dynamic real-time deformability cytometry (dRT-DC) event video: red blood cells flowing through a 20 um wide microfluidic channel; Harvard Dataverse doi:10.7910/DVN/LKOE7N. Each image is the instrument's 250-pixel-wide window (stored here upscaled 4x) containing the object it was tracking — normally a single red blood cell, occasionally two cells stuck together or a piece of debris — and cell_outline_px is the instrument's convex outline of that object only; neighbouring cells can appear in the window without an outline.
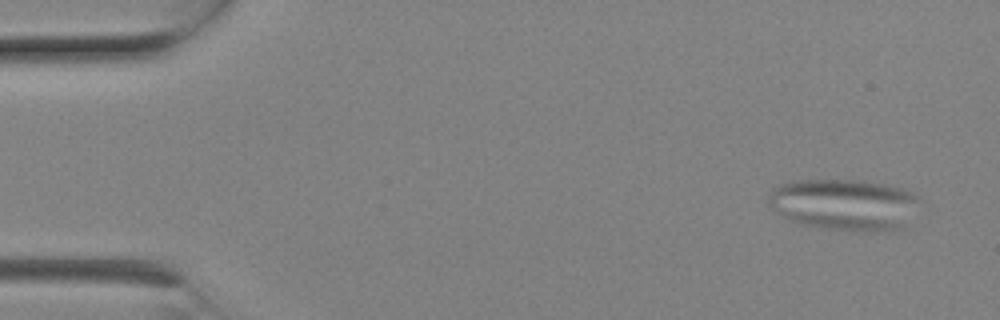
{"species": "Egyptian fruit bat (a non-hibernating species)", "species_latin": "Rousettus aegyptiacus", "temperature_condition": "room temperature", "stored_images_in_passage": 8, "camera_frame_rate_fps": 3000, "um_per_image_px": 0.085, "animal": {"sex": "female"}, "frame": {"image": 1, "passage_image": 1, "time_ms": 0.0, "image_size_px": [1000, 320], "cell_outline_px": [[920, 200], [904, 228], [884, 232], [860, 232], [820, 228], [800, 224], [784, 216], [772, 208], [768, 204], [768, 196], [772, 188], [788, 180], [864, 180], [888, 184], [904, 188], [920, 196]], "centroid_in_image_um": [71.8, 17.38], "position_along_channel_um": 13.2, "area_um2": 46.18}}
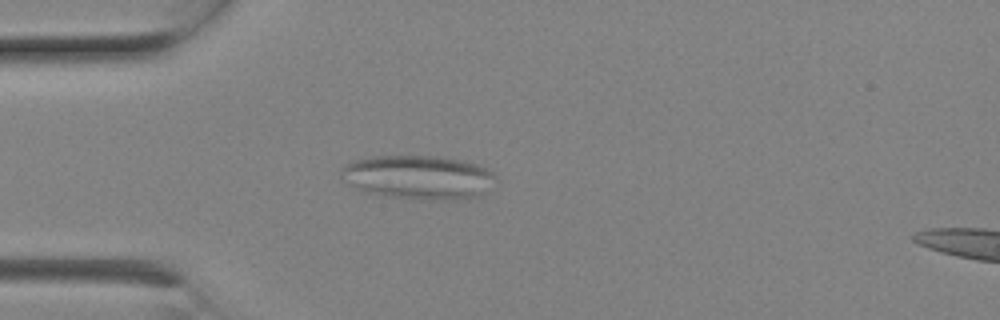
{"frame": {"image": 2, "passage_image": 5, "time_ms": 1.333, "image_size_px": [1000, 320], "cell_outline_px": [[496, 176], [484, 192], [480, 196], [468, 200], [420, 200], [384, 196], [360, 192], [340, 176], [340, 168], [344, 164], [356, 160], [376, 156], [440, 156], [480, 164], [488, 168]], "centroid_in_image_um": [35.55, 15.09], "position_along_channel_um": 49.4, "area_um2": 40.23}}